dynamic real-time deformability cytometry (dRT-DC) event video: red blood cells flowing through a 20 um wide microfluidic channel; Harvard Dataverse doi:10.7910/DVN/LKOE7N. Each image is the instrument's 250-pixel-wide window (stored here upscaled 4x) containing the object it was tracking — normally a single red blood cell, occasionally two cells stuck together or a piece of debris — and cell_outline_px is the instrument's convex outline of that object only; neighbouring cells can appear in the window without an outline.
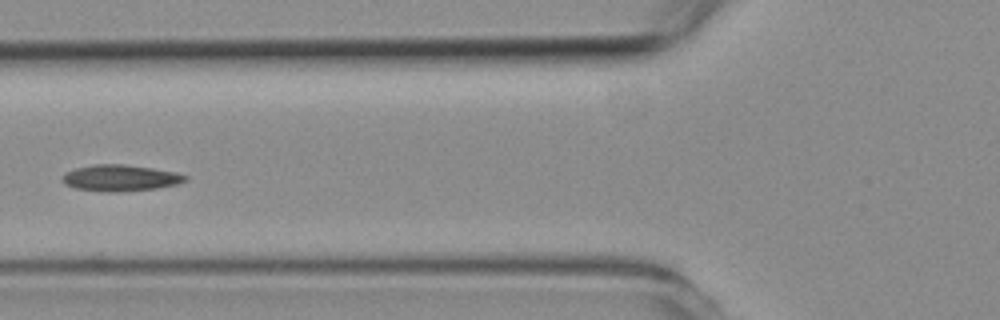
{"species": "common noctule bat (a hibernating species)", "species_latin": "Nyctalus noctula", "temperature_condition": "room temperature", "stored_images_in_passage": 3, "camera_frame_rate_fps": 3000, "um_per_image_px": 0.085, "animal": {"sex": "female", "body_mass_g": 19.3, "forearm_length_mm": 54.1}, "frame": {"image": 1, "passage_image": 3, "time_ms": 2.0, "image_size_px": [1000, 320], "cell_outline_px": [[188, 180], [176, 184], [156, 188], [116, 192], [108, 192], [76, 188], [64, 184], [60, 180], [64, 172], [76, 168], [96, 164], [124, 164], [152, 168], [176, 172], [188, 176]], "centroid_in_image_um": [10.2, 15.12], "position_along_channel_um": 115.6, "area_um2": 18.84}}